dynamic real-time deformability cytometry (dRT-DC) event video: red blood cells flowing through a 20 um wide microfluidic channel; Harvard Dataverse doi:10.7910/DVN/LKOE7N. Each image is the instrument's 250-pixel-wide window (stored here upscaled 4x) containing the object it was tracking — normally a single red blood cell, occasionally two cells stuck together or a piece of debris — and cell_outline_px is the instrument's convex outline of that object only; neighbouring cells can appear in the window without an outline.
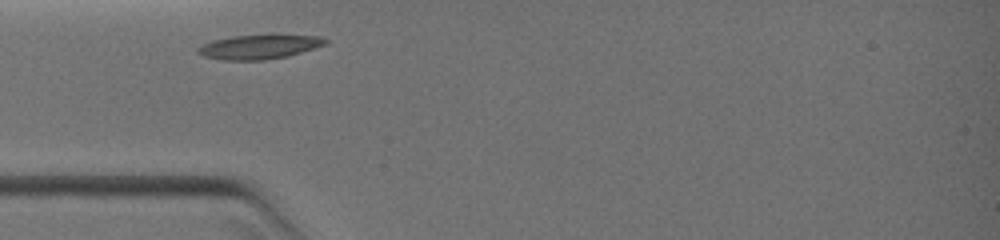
{"species": "common noctule bat (a hibernating species)", "species_latin": "Nyctalus noctula", "temperature_condition": "warm", "stored_images_in_passage": 2, "camera_frame_rate_fps": 3000, "um_per_image_px": 0.085, "animal": {"sex": "female", "body_mass_g": 19.0, "forearm_length_mm": 51.5}, "frame": {"image": 1, "passage_image": 1, "time_ms": 0.0, "image_size_px": [1000, 240], "cell_outline_px": [[328, 44], [288, 56], [264, 60], [220, 60], [204, 56], [196, 52], [196, 48], [212, 40], [232, 36], [268, 32], [276, 32], [320, 36], [328, 40]], "centroid_in_image_um": [22.09, 3.92], "position_along_channel_um": 62.9, "area_um2": 19.13}}
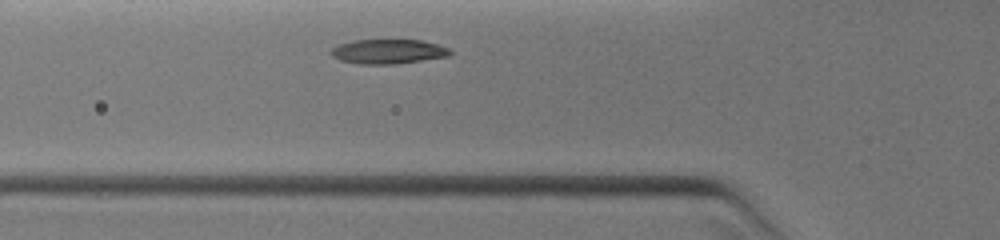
{"frame": {"image": 2, "passage_image": 2, "time_ms": 0.667, "image_size_px": [1000, 240], "cell_outline_px": [[452, 52], [448, 56], [392, 64], [360, 64], [340, 60], [332, 56], [328, 52], [332, 48], [340, 44], [356, 40], [420, 40], [436, 44], [448, 48]], "centroid_in_image_um": [32.95, 4.38], "position_along_channel_um": 92.9, "area_um2": 16.76}}